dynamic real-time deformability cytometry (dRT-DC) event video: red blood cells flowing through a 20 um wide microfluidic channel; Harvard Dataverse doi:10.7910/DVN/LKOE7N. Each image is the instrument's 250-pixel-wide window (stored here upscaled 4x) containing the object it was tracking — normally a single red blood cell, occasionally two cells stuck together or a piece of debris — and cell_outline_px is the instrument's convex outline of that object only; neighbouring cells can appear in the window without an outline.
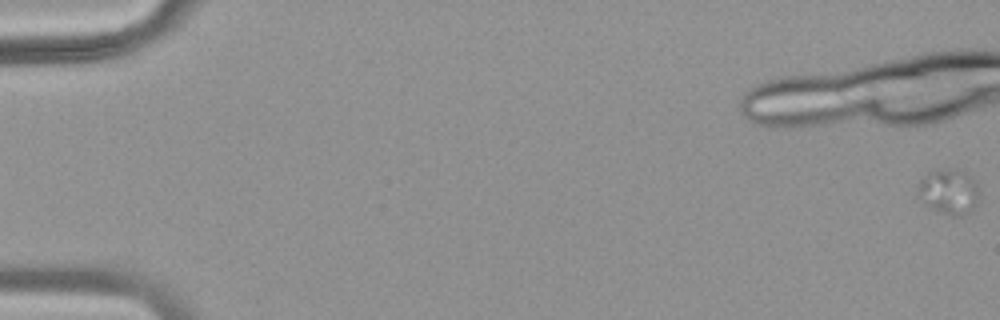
{"species": "common noctule bat (a hibernating species)", "species_latin": "Nyctalus noctula", "temperature_condition": "warm", "stored_images_in_passage": 38, "camera_frame_rate_fps": 3000, "um_per_image_px": 0.085, "animal": {"sex": "female", "body_mass_g": 18.4}, "frame": {"image": 1, "passage_image": 1, "time_ms": 0.0, "image_size_px": [1000, 320], "cell_outline_px": [[976, 200], [968, 212], [960, 216], [952, 216], [928, 204], [916, 196], [916, 192], [920, 180], [928, 172], [948, 168], [960, 172], [972, 180], [976, 184]], "centroid_in_image_um": [80.56, 16.27], "position_along_channel_um": 4.4, "area_um2": 15.14}}